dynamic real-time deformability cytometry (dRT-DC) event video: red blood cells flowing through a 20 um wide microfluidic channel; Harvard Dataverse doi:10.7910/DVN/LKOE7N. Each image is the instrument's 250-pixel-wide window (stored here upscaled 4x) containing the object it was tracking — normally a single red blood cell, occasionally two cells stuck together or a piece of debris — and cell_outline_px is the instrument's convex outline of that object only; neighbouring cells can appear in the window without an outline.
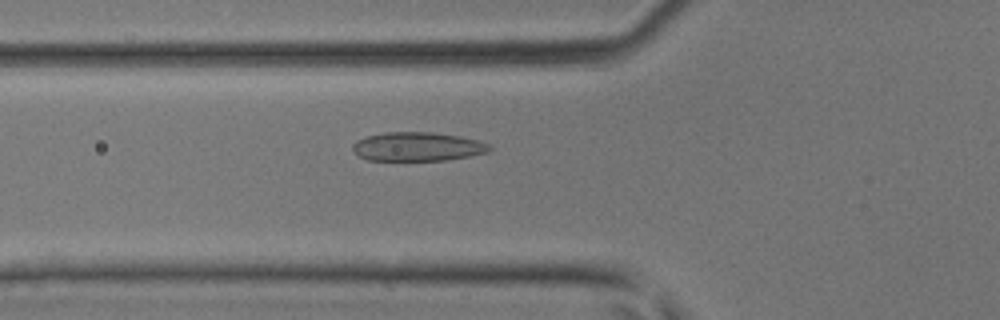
{"species": "common noctule bat (a hibernating species)", "species_latin": "Nyctalus noctula", "temperature_condition": "room temperature", "stored_images_in_passage": 32, "camera_frame_rate_fps": 3000, "um_per_image_px": 0.085, "animal": {"sex": "male", "body_mass_g": 17.9, "forearm_length_mm": 54.2}, "frame": {"image": 1, "passage_image": 4, "time_ms": 1.0, "image_size_px": [1000, 320], "cell_outline_px": [[492, 148], [488, 152], [468, 156], [444, 160], [368, 160], [360, 156], [352, 148], [352, 144], [356, 140], [368, 136], [384, 132], [432, 132], [460, 136], [480, 140], [492, 144]], "centroid_in_image_um": [35.53, 12.45], "position_along_channel_um": 90.3, "area_um2": 23.06}}
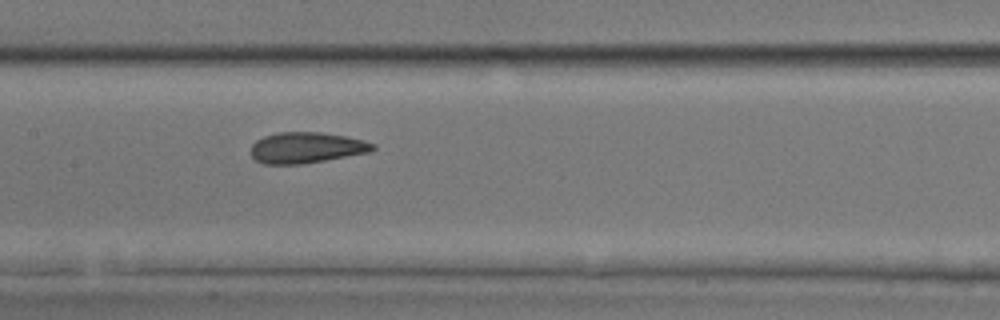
{"frame": {"image": 2, "passage_image": 10, "time_ms": 3.0, "image_size_px": [1000, 320], "cell_outline_px": [[376, 148], [372, 152], [304, 164], [264, 164], [256, 160], [252, 156], [252, 144], [256, 140], [264, 136], [276, 132], [320, 132], [344, 136], [364, 140], [376, 144]], "centroid_in_image_um": [26.08, 12.55], "position_along_channel_um": 181.3, "area_um2": 22.14}}
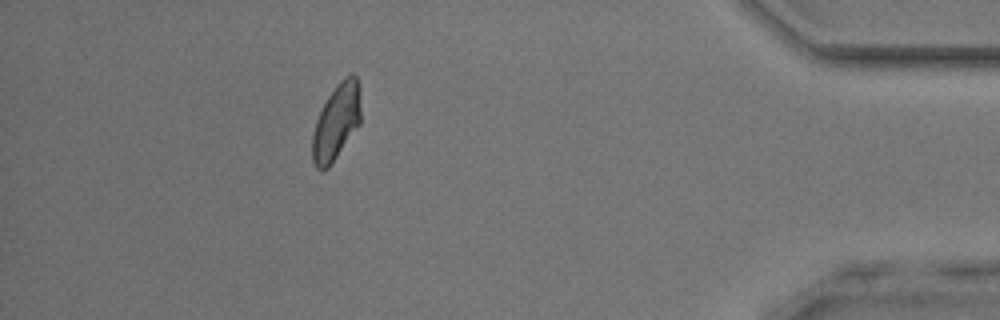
{"frame": {"image": 3, "passage_image": 28, "time_ms": 9.0, "image_size_px": [1000, 320], "cell_outline_px": [[360, 124], [328, 168], [324, 172], [320, 172], [316, 168], [312, 160], [312, 136], [316, 120], [328, 96], [336, 84], [344, 76], [352, 72], [356, 76], [360, 88]], "centroid_in_image_um": [28.59, 10.36], "position_along_channel_um": 406.6, "area_um2": 21.62}}